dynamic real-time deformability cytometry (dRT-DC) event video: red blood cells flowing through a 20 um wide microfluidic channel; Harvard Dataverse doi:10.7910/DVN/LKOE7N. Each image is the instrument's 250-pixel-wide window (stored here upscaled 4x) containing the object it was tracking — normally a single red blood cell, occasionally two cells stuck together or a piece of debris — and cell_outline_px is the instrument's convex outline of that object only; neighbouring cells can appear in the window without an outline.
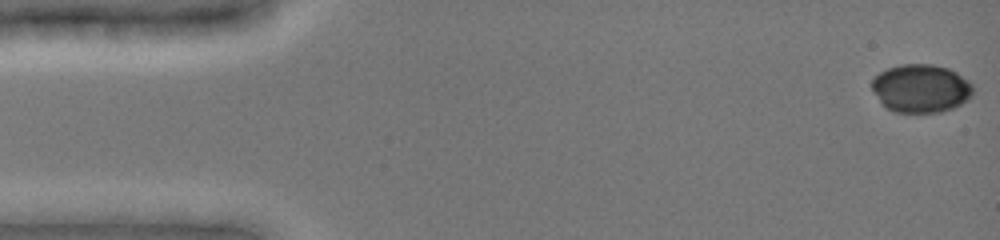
{"species": "common noctule bat (a hibernating species)", "species_latin": "Nyctalus noctula", "temperature_condition": "cold", "stored_images_in_passage": 15, "camera_frame_rate_fps": 3000, "um_per_image_px": 0.085, "animal": {"sex": "female", "body_mass_g": 19.0, "forearm_length_mm": 51.5}, "frame": {"image": 1, "passage_image": 1, "time_ms": 0.0, "image_size_px": [1000, 240], "cell_outline_px": [[972, 96], [968, 100], [952, 108], [940, 112], [896, 112], [880, 104], [872, 88], [872, 80], [880, 72], [888, 68], [900, 64], [932, 64], [948, 68], [956, 72], [968, 80], [972, 84]], "centroid_in_image_um": [78.27, 7.51], "position_along_channel_um": 6.7, "area_um2": 28.44}}
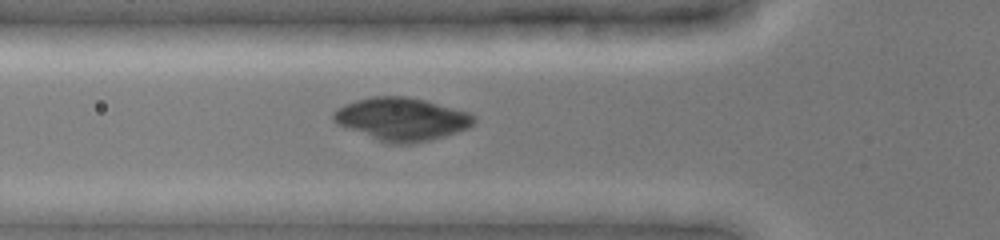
{"frame": {"image": 2, "passage_image": 8, "time_ms": 5.333, "image_size_px": [1000, 240], "cell_outline_px": [[476, 120], [468, 128], [444, 136], [412, 144], [388, 144], [336, 124], [332, 120], [332, 112], [336, 108], [356, 100], [372, 96], [408, 96], [424, 100], [468, 112], [476, 116]], "centroid_in_image_um": [34.11, 10.12], "position_along_channel_um": 91.7, "area_um2": 35.14}}
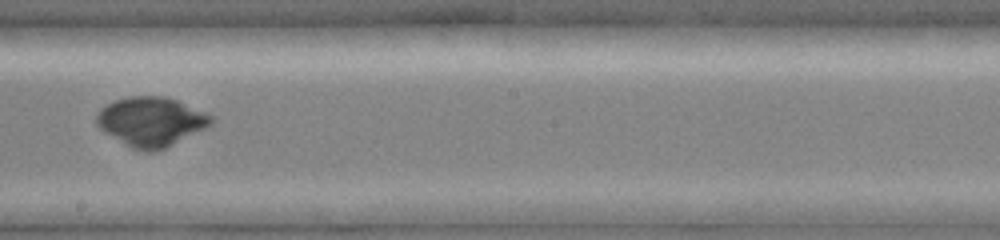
{"frame": {"image": 3, "passage_image": 14, "time_ms": 9.0, "image_size_px": [1000, 240], "cell_outline_px": [[216, 120], [212, 124], [164, 148], [152, 152], [144, 152], [132, 148], [104, 132], [96, 124], [96, 112], [100, 108], [112, 100], [128, 96], [164, 96], [176, 100], [204, 112], [212, 116]], "centroid_in_image_um": [12.79, 10.32], "position_along_channel_um": 235.4, "area_um2": 32.77}}